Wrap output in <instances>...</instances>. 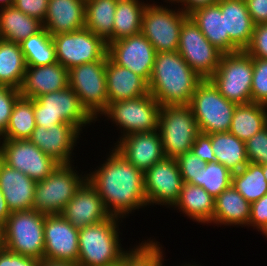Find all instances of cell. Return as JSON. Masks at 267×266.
Listing matches in <instances>:
<instances>
[{
  "label": "cell",
  "mask_w": 267,
  "mask_h": 266,
  "mask_svg": "<svg viewBox=\"0 0 267 266\" xmlns=\"http://www.w3.org/2000/svg\"><path fill=\"white\" fill-rule=\"evenodd\" d=\"M35 127L34 99L20 96L14 104L7 129L0 139H29Z\"/></svg>",
  "instance_id": "cell-36"
},
{
  "label": "cell",
  "mask_w": 267,
  "mask_h": 266,
  "mask_svg": "<svg viewBox=\"0 0 267 266\" xmlns=\"http://www.w3.org/2000/svg\"><path fill=\"white\" fill-rule=\"evenodd\" d=\"M267 225V194L251 204L248 228L259 233Z\"/></svg>",
  "instance_id": "cell-46"
},
{
  "label": "cell",
  "mask_w": 267,
  "mask_h": 266,
  "mask_svg": "<svg viewBox=\"0 0 267 266\" xmlns=\"http://www.w3.org/2000/svg\"><path fill=\"white\" fill-rule=\"evenodd\" d=\"M189 106L200 133L213 134L229 132L237 104L222 96L209 79H203L196 87Z\"/></svg>",
  "instance_id": "cell-9"
},
{
  "label": "cell",
  "mask_w": 267,
  "mask_h": 266,
  "mask_svg": "<svg viewBox=\"0 0 267 266\" xmlns=\"http://www.w3.org/2000/svg\"><path fill=\"white\" fill-rule=\"evenodd\" d=\"M111 146L128 162L143 172L165 158L158 130L126 135L116 143L113 142Z\"/></svg>",
  "instance_id": "cell-20"
},
{
  "label": "cell",
  "mask_w": 267,
  "mask_h": 266,
  "mask_svg": "<svg viewBox=\"0 0 267 266\" xmlns=\"http://www.w3.org/2000/svg\"><path fill=\"white\" fill-rule=\"evenodd\" d=\"M5 249L4 226L0 225V251Z\"/></svg>",
  "instance_id": "cell-55"
},
{
  "label": "cell",
  "mask_w": 267,
  "mask_h": 266,
  "mask_svg": "<svg viewBox=\"0 0 267 266\" xmlns=\"http://www.w3.org/2000/svg\"><path fill=\"white\" fill-rule=\"evenodd\" d=\"M36 126L49 129L56 124L74 125L82 134L96 121L82 107L77 94L70 86L34 99Z\"/></svg>",
  "instance_id": "cell-6"
},
{
  "label": "cell",
  "mask_w": 267,
  "mask_h": 266,
  "mask_svg": "<svg viewBox=\"0 0 267 266\" xmlns=\"http://www.w3.org/2000/svg\"><path fill=\"white\" fill-rule=\"evenodd\" d=\"M61 215L78 230L111 217L97 190L88 180L76 191Z\"/></svg>",
  "instance_id": "cell-21"
},
{
  "label": "cell",
  "mask_w": 267,
  "mask_h": 266,
  "mask_svg": "<svg viewBox=\"0 0 267 266\" xmlns=\"http://www.w3.org/2000/svg\"><path fill=\"white\" fill-rule=\"evenodd\" d=\"M232 184V172L219 162L206 163L199 174V186L215 199Z\"/></svg>",
  "instance_id": "cell-40"
},
{
  "label": "cell",
  "mask_w": 267,
  "mask_h": 266,
  "mask_svg": "<svg viewBox=\"0 0 267 266\" xmlns=\"http://www.w3.org/2000/svg\"><path fill=\"white\" fill-rule=\"evenodd\" d=\"M108 104L149 94L148 83L131 70L106 60Z\"/></svg>",
  "instance_id": "cell-25"
},
{
  "label": "cell",
  "mask_w": 267,
  "mask_h": 266,
  "mask_svg": "<svg viewBox=\"0 0 267 266\" xmlns=\"http://www.w3.org/2000/svg\"><path fill=\"white\" fill-rule=\"evenodd\" d=\"M69 86L68 70L59 62L46 66H27L20 87L22 97H37Z\"/></svg>",
  "instance_id": "cell-22"
},
{
  "label": "cell",
  "mask_w": 267,
  "mask_h": 266,
  "mask_svg": "<svg viewBox=\"0 0 267 266\" xmlns=\"http://www.w3.org/2000/svg\"><path fill=\"white\" fill-rule=\"evenodd\" d=\"M161 105L149 93L133 99L109 103L106 111L99 117L98 123L106 121L116 127L119 135L115 143L126 135L158 130V118Z\"/></svg>",
  "instance_id": "cell-5"
},
{
  "label": "cell",
  "mask_w": 267,
  "mask_h": 266,
  "mask_svg": "<svg viewBox=\"0 0 267 266\" xmlns=\"http://www.w3.org/2000/svg\"><path fill=\"white\" fill-rule=\"evenodd\" d=\"M183 183L199 186V174L206 162L192 151H188L176 158Z\"/></svg>",
  "instance_id": "cell-42"
},
{
  "label": "cell",
  "mask_w": 267,
  "mask_h": 266,
  "mask_svg": "<svg viewBox=\"0 0 267 266\" xmlns=\"http://www.w3.org/2000/svg\"><path fill=\"white\" fill-rule=\"evenodd\" d=\"M262 234L263 238L265 237V239H267V225L265 226V228L260 232V235Z\"/></svg>",
  "instance_id": "cell-58"
},
{
  "label": "cell",
  "mask_w": 267,
  "mask_h": 266,
  "mask_svg": "<svg viewBox=\"0 0 267 266\" xmlns=\"http://www.w3.org/2000/svg\"><path fill=\"white\" fill-rule=\"evenodd\" d=\"M118 0H85V28L113 42L114 15Z\"/></svg>",
  "instance_id": "cell-33"
},
{
  "label": "cell",
  "mask_w": 267,
  "mask_h": 266,
  "mask_svg": "<svg viewBox=\"0 0 267 266\" xmlns=\"http://www.w3.org/2000/svg\"><path fill=\"white\" fill-rule=\"evenodd\" d=\"M267 126V106L257 103L239 104L236 106L229 132L242 141Z\"/></svg>",
  "instance_id": "cell-31"
},
{
  "label": "cell",
  "mask_w": 267,
  "mask_h": 266,
  "mask_svg": "<svg viewBox=\"0 0 267 266\" xmlns=\"http://www.w3.org/2000/svg\"><path fill=\"white\" fill-rule=\"evenodd\" d=\"M123 220L111 216L103 222L79 230L78 266H118L121 263L124 254L133 245L124 248L121 244L124 240L120 230Z\"/></svg>",
  "instance_id": "cell-3"
},
{
  "label": "cell",
  "mask_w": 267,
  "mask_h": 266,
  "mask_svg": "<svg viewBox=\"0 0 267 266\" xmlns=\"http://www.w3.org/2000/svg\"><path fill=\"white\" fill-rule=\"evenodd\" d=\"M77 65L68 70L69 86L77 94L82 107L98 121L108 107L106 60Z\"/></svg>",
  "instance_id": "cell-10"
},
{
  "label": "cell",
  "mask_w": 267,
  "mask_h": 266,
  "mask_svg": "<svg viewBox=\"0 0 267 266\" xmlns=\"http://www.w3.org/2000/svg\"><path fill=\"white\" fill-rule=\"evenodd\" d=\"M245 51L251 57L267 59V24L254 26L251 42Z\"/></svg>",
  "instance_id": "cell-45"
},
{
  "label": "cell",
  "mask_w": 267,
  "mask_h": 266,
  "mask_svg": "<svg viewBox=\"0 0 267 266\" xmlns=\"http://www.w3.org/2000/svg\"><path fill=\"white\" fill-rule=\"evenodd\" d=\"M253 57L245 50L223 54L209 80L220 94L235 104L252 103Z\"/></svg>",
  "instance_id": "cell-7"
},
{
  "label": "cell",
  "mask_w": 267,
  "mask_h": 266,
  "mask_svg": "<svg viewBox=\"0 0 267 266\" xmlns=\"http://www.w3.org/2000/svg\"><path fill=\"white\" fill-rule=\"evenodd\" d=\"M11 214L10 210L7 207L6 200L4 199L3 192L0 188V225L4 226L7 218Z\"/></svg>",
  "instance_id": "cell-52"
},
{
  "label": "cell",
  "mask_w": 267,
  "mask_h": 266,
  "mask_svg": "<svg viewBox=\"0 0 267 266\" xmlns=\"http://www.w3.org/2000/svg\"><path fill=\"white\" fill-rule=\"evenodd\" d=\"M232 186L250 203L267 194V180L263 165L248 162L236 173H232Z\"/></svg>",
  "instance_id": "cell-37"
},
{
  "label": "cell",
  "mask_w": 267,
  "mask_h": 266,
  "mask_svg": "<svg viewBox=\"0 0 267 266\" xmlns=\"http://www.w3.org/2000/svg\"><path fill=\"white\" fill-rule=\"evenodd\" d=\"M14 0H0V8L12 6Z\"/></svg>",
  "instance_id": "cell-56"
},
{
  "label": "cell",
  "mask_w": 267,
  "mask_h": 266,
  "mask_svg": "<svg viewBox=\"0 0 267 266\" xmlns=\"http://www.w3.org/2000/svg\"><path fill=\"white\" fill-rule=\"evenodd\" d=\"M248 162L267 164V126L245 141Z\"/></svg>",
  "instance_id": "cell-43"
},
{
  "label": "cell",
  "mask_w": 267,
  "mask_h": 266,
  "mask_svg": "<svg viewBox=\"0 0 267 266\" xmlns=\"http://www.w3.org/2000/svg\"><path fill=\"white\" fill-rule=\"evenodd\" d=\"M151 0H118L114 15L113 42L141 33L142 16Z\"/></svg>",
  "instance_id": "cell-35"
},
{
  "label": "cell",
  "mask_w": 267,
  "mask_h": 266,
  "mask_svg": "<svg viewBox=\"0 0 267 266\" xmlns=\"http://www.w3.org/2000/svg\"><path fill=\"white\" fill-rule=\"evenodd\" d=\"M158 132L167 158H177L191 151L195 138L200 134L189 105L161 106Z\"/></svg>",
  "instance_id": "cell-8"
},
{
  "label": "cell",
  "mask_w": 267,
  "mask_h": 266,
  "mask_svg": "<svg viewBox=\"0 0 267 266\" xmlns=\"http://www.w3.org/2000/svg\"><path fill=\"white\" fill-rule=\"evenodd\" d=\"M252 102L267 106V59L253 57Z\"/></svg>",
  "instance_id": "cell-41"
},
{
  "label": "cell",
  "mask_w": 267,
  "mask_h": 266,
  "mask_svg": "<svg viewBox=\"0 0 267 266\" xmlns=\"http://www.w3.org/2000/svg\"><path fill=\"white\" fill-rule=\"evenodd\" d=\"M263 174H264V177H265L266 180H267V164H264V165H263Z\"/></svg>",
  "instance_id": "cell-59"
},
{
  "label": "cell",
  "mask_w": 267,
  "mask_h": 266,
  "mask_svg": "<svg viewBox=\"0 0 267 266\" xmlns=\"http://www.w3.org/2000/svg\"><path fill=\"white\" fill-rule=\"evenodd\" d=\"M167 259H163L157 266H166V265H164V261H166ZM173 266H174V264H173ZM176 266V265H175Z\"/></svg>",
  "instance_id": "cell-60"
},
{
  "label": "cell",
  "mask_w": 267,
  "mask_h": 266,
  "mask_svg": "<svg viewBox=\"0 0 267 266\" xmlns=\"http://www.w3.org/2000/svg\"><path fill=\"white\" fill-rule=\"evenodd\" d=\"M251 204L232 186L222 191L215 199L213 227H247Z\"/></svg>",
  "instance_id": "cell-28"
},
{
  "label": "cell",
  "mask_w": 267,
  "mask_h": 266,
  "mask_svg": "<svg viewBox=\"0 0 267 266\" xmlns=\"http://www.w3.org/2000/svg\"><path fill=\"white\" fill-rule=\"evenodd\" d=\"M45 216L33 209L11 212L4 225L5 249L43 259Z\"/></svg>",
  "instance_id": "cell-12"
},
{
  "label": "cell",
  "mask_w": 267,
  "mask_h": 266,
  "mask_svg": "<svg viewBox=\"0 0 267 266\" xmlns=\"http://www.w3.org/2000/svg\"><path fill=\"white\" fill-rule=\"evenodd\" d=\"M20 90L9 86H0V136L5 132Z\"/></svg>",
  "instance_id": "cell-44"
},
{
  "label": "cell",
  "mask_w": 267,
  "mask_h": 266,
  "mask_svg": "<svg viewBox=\"0 0 267 266\" xmlns=\"http://www.w3.org/2000/svg\"><path fill=\"white\" fill-rule=\"evenodd\" d=\"M183 180L176 158L165 157L144 172L148 208L158 205L171 209L180 197Z\"/></svg>",
  "instance_id": "cell-16"
},
{
  "label": "cell",
  "mask_w": 267,
  "mask_h": 266,
  "mask_svg": "<svg viewBox=\"0 0 267 266\" xmlns=\"http://www.w3.org/2000/svg\"><path fill=\"white\" fill-rule=\"evenodd\" d=\"M79 230L61 214L45 216L43 259L64 262H78Z\"/></svg>",
  "instance_id": "cell-19"
},
{
  "label": "cell",
  "mask_w": 267,
  "mask_h": 266,
  "mask_svg": "<svg viewBox=\"0 0 267 266\" xmlns=\"http://www.w3.org/2000/svg\"><path fill=\"white\" fill-rule=\"evenodd\" d=\"M42 24L51 36L85 28V0H49Z\"/></svg>",
  "instance_id": "cell-24"
},
{
  "label": "cell",
  "mask_w": 267,
  "mask_h": 266,
  "mask_svg": "<svg viewBox=\"0 0 267 266\" xmlns=\"http://www.w3.org/2000/svg\"><path fill=\"white\" fill-rule=\"evenodd\" d=\"M49 0H14L13 6L43 23Z\"/></svg>",
  "instance_id": "cell-47"
},
{
  "label": "cell",
  "mask_w": 267,
  "mask_h": 266,
  "mask_svg": "<svg viewBox=\"0 0 267 266\" xmlns=\"http://www.w3.org/2000/svg\"><path fill=\"white\" fill-rule=\"evenodd\" d=\"M151 1H153L154 3H157V4L161 3V5H168L169 4V6H170V4H171V6H178L179 7L185 0H161L163 2H157V1L155 2L154 0H151Z\"/></svg>",
  "instance_id": "cell-54"
},
{
  "label": "cell",
  "mask_w": 267,
  "mask_h": 266,
  "mask_svg": "<svg viewBox=\"0 0 267 266\" xmlns=\"http://www.w3.org/2000/svg\"><path fill=\"white\" fill-rule=\"evenodd\" d=\"M191 151L206 163L216 162L211 145V134L200 133L194 141Z\"/></svg>",
  "instance_id": "cell-48"
},
{
  "label": "cell",
  "mask_w": 267,
  "mask_h": 266,
  "mask_svg": "<svg viewBox=\"0 0 267 266\" xmlns=\"http://www.w3.org/2000/svg\"><path fill=\"white\" fill-rule=\"evenodd\" d=\"M0 160L35 182L46 179L59 165L29 139H0Z\"/></svg>",
  "instance_id": "cell-14"
},
{
  "label": "cell",
  "mask_w": 267,
  "mask_h": 266,
  "mask_svg": "<svg viewBox=\"0 0 267 266\" xmlns=\"http://www.w3.org/2000/svg\"><path fill=\"white\" fill-rule=\"evenodd\" d=\"M75 163L59 164L46 179L36 182L33 210L46 215L61 214L87 180V170L79 169Z\"/></svg>",
  "instance_id": "cell-4"
},
{
  "label": "cell",
  "mask_w": 267,
  "mask_h": 266,
  "mask_svg": "<svg viewBox=\"0 0 267 266\" xmlns=\"http://www.w3.org/2000/svg\"><path fill=\"white\" fill-rule=\"evenodd\" d=\"M192 263V264H191ZM200 263H196L195 261H191V262H184V263H182V264H180V265H176V266H202L201 264L199 265Z\"/></svg>",
  "instance_id": "cell-57"
},
{
  "label": "cell",
  "mask_w": 267,
  "mask_h": 266,
  "mask_svg": "<svg viewBox=\"0 0 267 266\" xmlns=\"http://www.w3.org/2000/svg\"><path fill=\"white\" fill-rule=\"evenodd\" d=\"M108 150L105 160H100L93 170H87V180L97 190L110 215L126 220L130 214L148 208L144 172L128 162L113 146Z\"/></svg>",
  "instance_id": "cell-1"
},
{
  "label": "cell",
  "mask_w": 267,
  "mask_h": 266,
  "mask_svg": "<svg viewBox=\"0 0 267 266\" xmlns=\"http://www.w3.org/2000/svg\"><path fill=\"white\" fill-rule=\"evenodd\" d=\"M211 145L216 162L232 173L238 172L248 164L245 142L230 132L211 134Z\"/></svg>",
  "instance_id": "cell-32"
},
{
  "label": "cell",
  "mask_w": 267,
  "mask_h": 266,
  "mask_svg": "<svg viewBox=\"0 0 267 266\" xmlns=\"http://www.w3.org/2000/svg\"><path fill=\"white\" fill-rule=\"evenodd\" d=\"M202 80L177 51L159 52L148 89L161 106L189 105Z\"/></svg>",
  "instance_id": "cell-2"
},
{
  "label": "cell",
  "mask_w": 267,
  "mask_h": 266,
  "mask_svg": "<svg viewBox=\"0 0 267 266\" xmlns=\"http://www.w3.org/2000/svg\"><path fill=\"white\" fill-rule=\"evenodd\" d=\"M42 28L41 21L24 14L13 5L0 8L1 39L21 43Z\"/></svg>",
  "instance_id": "cell-30"
},
{
  "label": "cell",
  "mask_w": 267,
  "mask_h": 266,
  "mask_svg": "<svg viewBox=\"0 0 267 266\" xmlns=\"http://www.w3.org/2000/svg\"><path fill=\"white\" fill-rule=\"evenodd\" d=\"M19 44L27 66H46L57 62L52 36L44 27Z\"/></svg>",
  "instance_id": "cell-38"
},
{
  "label": "cell",
  "mask_w": 267,
  "mask_h": 266,
  "mask_svg": "<svg viewBox=\"0 0 267 266\" xmlns=\"http://www.w3.org/2000/svg\"><path fill=\"white\" fill-rule=\"evenodd\" d=\"M40 266H78L77 263L41 259Z\"/></svg>",
  "instance_id": "cell-53"
},
{
  "label": "cell",
  "mask_w": 267,
  "mask_h": 266,
  "mask_svg": "<svg viewBox=\"0 0 267 266\" xmlns=\"http://www.w3.org/2000/svg\"><path fill=\"white\" fill-rule=\"evenodd\" d=\"M219 0H185L179 7L186 13L189 14L195 9L217 4Z\"/></svg>",
  "instance_id": "cell-51"
},
{
  "label": "cell",
  "mask_w": 267,
  "mask_h": 266,
  "mask_svg": "<svg viewBox=\"0 0 267 266\" xmlns=\"http://www.w3.org/2000/svg\"><path fill=\"white\" fill-rule=\"evenodd\" d=\"M254 25L267 24V0H245Z\"/></svg>",
  "instance_id": "cell-50"
},
{
  "label": "cell",
  "mask_w": 267,
  "mask_h": 266,
  "mask_svg": "<svg viewBox=\"0 0 267 266\" xmlns=\"http://www.w3.org/2000/svg\"><path fill=\"white\" fill-rule=\"evenodd\" d=\"M26 69L20 44L0 38V86L20 89Z\"/></svg>",
  "instance_id": "cell-34"
},
{
  "label": "cell",
  "mask_w": 267,
  "mask_h": 266,
  "mask_svg": "<svg viewBox=\"0 0 267 266\" xmlns=\"http://www.w3.org/2000/svg\"><path fill=\"white\" fill-rule=\"evenodd\" d=\"M188 17L178 6L151 1L143 12L141 33L153 45L156 53L177 51L180 30Z\"/></svg>",
  "instance_id": "cell-11"
},
{
  "label": "cell",
  "mask_w": 267,
  "mask_h": 266,
  "mask_svg": "<svg viewBox=\"0 0 267 266\" xmlns=\"http://www.w3.org/2000/svg\"><path fill=\"white\" fill-rule=\"evenodd\" d=\"M107 53L115 64L131 70L149 82L156 51L142 33L111 42Z\"/></svg>",
  "instance_id": "cell-17"
},
{
  "label": "cell",
  "mask_w": 267,
  "mask_h": 266,
  "mask_svg": "<svg viewBox=\"0 0 267 266\" xmlns=\"http://www.w3.org/2000/svg\"><path fill=\"white\" fill-rule=\"evenodd\" d=\"M217 4L224 15L225 33L240 50H245L251 42L255 26L245 0H219Z\"/></svg>",
  "instance_id": "cell-29"
},
{
  "label": "cell",
  "mask_w": 267,
  "mask_h": 266,
  "mask_svg": "<svg viewBox=\"0 0 267 266\" xmlns=\"http://www.w3.org/2000/svg\"><path fill=\"white\" fill-rule=\"evenodd\" d=\"M173 209L199 225L209 226L214 216L215 198L201 186L183 183L180 197L170 210Z\"/></svg>",
  "instance_id": "cell-26"
},
{
  "label": "cell",
  "mask_w": 267,
  "mask_h": 266,
  "mask_svg": "<svg viewBox=\"0 0 267 266\" xmlns=\"http://www.w3.org/2000/svg\"><path fill=\"white\" fill-rule=\"evenodd\" d=\"M36 182L0 160V188L10 212L32 210Z\"/></svg>",
  "instance_id": "cell-23"
},
{
  "label": "cell",
  "mask_w": 267,
  "mask_h": 266,
  "mask_svg": "<svg viewBox=\"0 0 267 266\" xmlns=\"http://www.w3.org/2000/svg\"><path fill=\"white\" fill-rule=\"evenodd\" d=\"M57 62L67 70L84 63L101 60L108 52L106 41L83 28L52 36Z\"/></svg>",
  "instance_id": "cell-13"
},
{
  "label": "cell",
  "mask_w": 267,
  "mask_h": 266,
  "mask_svg": "<svg viewBox=\"0 0 267 266\" xmlns=\"http://www.w3.org/2000/svg\"><path fill=\"white\" fill-rule=\"evenodd\" d=\"M177 52L203 79H209L214 74L223 55L207 40L190 17L181 27Z\"/></svg>",
  "instance_id": "cell-15"
},
{
  "label": "cell",
  "mask_w": 267,
  "mask_h": 266,
  "mask_svg": "<svg viewBox=\"0 0 267 266\" xmlns=\"http://www.w3.org/2000/svg\"><path fill=\"white\" fill-rule=\"evenodd\" d=\"M40 259L10 252L0 251V266H40Z\"/></svg>",
  "instance_id": "cell-49"
},
{
  "label": "cell",
  "mask_w": 267,
  "mask_h": 266,
  "mask_svg": "<svg viewBox=\"0 0 267 266\" xmlns=\"http://www.w3.org/2000/svg\"><path fill=\"white\" fill-rule=\"evenodd\" d=\"M188 16L207 40L223 54L241 51L225 33L224 15L218 4L195 9Z\"/></svg>",
  "instance_id": "cell-27"
},
{
  "label": "cell",
  "mask_w": 267,
  "mask_h": 266,
  "mask_svg": "<svg viewBox=\"0 0 267 266\" xmlns=\"http://www.w3.org/2000/svg\"><path fill=\"white\" fill-rule=\"evenodd\" d=\"M148 238L147 240L135 243L124 254L120 266H157L165 259V249L157 239ZM164 249V250H163Z\"/></svg>",
  "instance_id": "cell-39"
},
{
  "label": "cell",
  "mask_w": 267,
  "mask_h": 266,
  "mask_svg": "<svg viewBox=\"0 0 267 266\" xmlns=\"http://www.w3.org/2000/svg\"><path fill=\"white\" fill-rule=\"evenodd\" d=\"M81 135L84 134L74 125L62 123L49 129L36 126L29 140L59 164H70L78 157L74 151H77L76 147L83 138Z\"/></svg>",
  "instance_id": "cell-18"
}]
</instances>
